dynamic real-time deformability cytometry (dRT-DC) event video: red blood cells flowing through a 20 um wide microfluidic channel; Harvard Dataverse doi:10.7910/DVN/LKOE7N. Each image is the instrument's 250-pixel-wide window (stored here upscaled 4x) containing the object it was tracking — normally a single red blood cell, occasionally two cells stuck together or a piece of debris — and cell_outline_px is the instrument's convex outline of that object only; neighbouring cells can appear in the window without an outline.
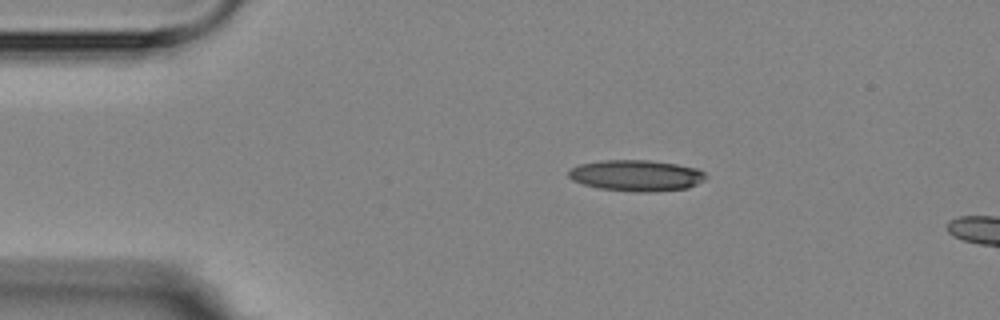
{"species": "Egyptian fruit bat (a non-hibernating species)", "species_latin": "Rousettus aegyptiacus", "temperature_condition": "room temperature", "stored_images_in_passage": 5, "camera_frame_rate_fps": 3000, "um_per_image_px": 0.085, "animal": {"sex": "female"}, "frame": {"image": 1, "passage_image": 1, "time_ms": 0.0, "image_size_px": [1000, 320], "cell_outline_px": [[708, 176], [704, 180], [688, 188], [648, 192], [636, 192], [600, 188], [584, 184], [572, 180], [568, 176], [568, 172], [572, 168], [580, 164], [600, 160], [648, 160], [676, 164], [696, 168], [704, 172]], "centroid_in_image_um": [54.1, 14.91], "position_along_channel_um": 30.9, "area_um2": 24.8}}